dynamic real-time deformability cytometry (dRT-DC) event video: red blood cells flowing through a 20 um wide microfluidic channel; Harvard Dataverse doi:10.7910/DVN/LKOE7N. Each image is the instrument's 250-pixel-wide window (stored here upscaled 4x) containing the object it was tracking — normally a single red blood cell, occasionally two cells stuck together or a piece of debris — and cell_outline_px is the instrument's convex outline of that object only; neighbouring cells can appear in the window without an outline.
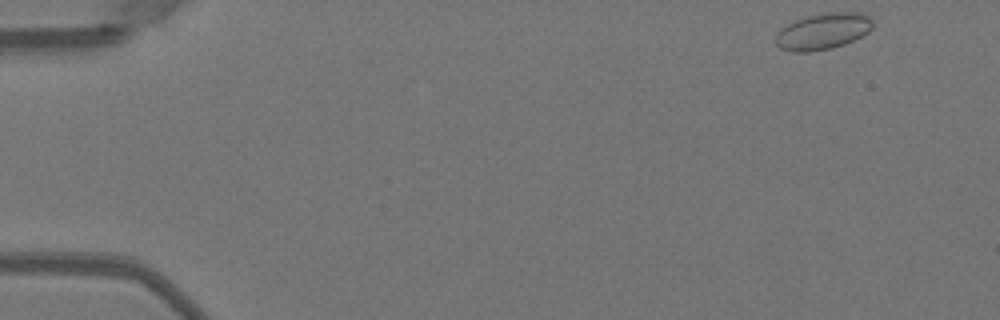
{"species": "Egyptian fruit bat (a non-hibernating species)", "species_latin": "Rousettus aegyptiacus", "temperature_condition": "warm", "stored_images_in_passage": 49, "camera_frame_rate_fps": 3000, "um_per_image_px": 0.085, "animal": {"sex": "female"}, "frame": {"image": 1, "passage_image": 1, "time_ms": 0.0, "image_size_px": [1000, 320], "cell_outline_px": [[872, 28], [868, 32], [844, 44], [832, 48], [812, 52], [792, 52], [780, 48], [776, 44], [776, 36], [780, 28], [796, 20], [808, 16], [828, 12], [860, 12], [872, 16]], "centroid_in_image_um": [69.96, 2.66], "position_along_channel_um": 15.0, "area_um2": 20.58}}
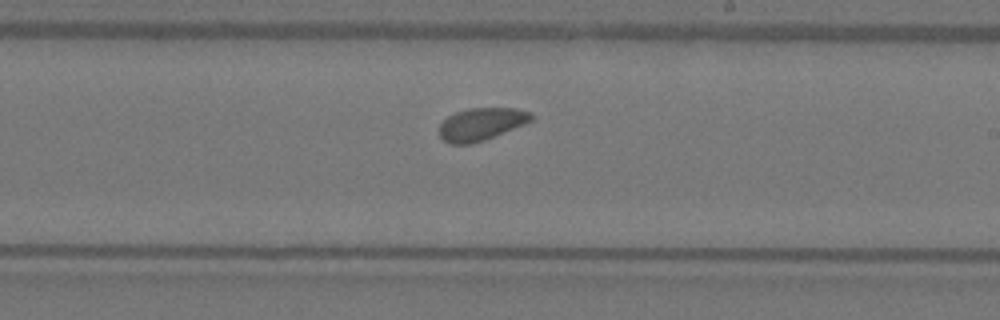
{"frame": {"image": 2, "passage_image": 28, "time_ms": 9.0, "image_size_px": [1000, 320], "cell_outline_px": [[532, 120], [524, 124], [484, 140], [472, 144], [448, 144], [440, 136], [440, 124], [448, 116], [456, 112], [468, 108], [516, 108], [532, 112]], "centroid_in_image_um": [40.9, 10.54], "position_along_channel_um": 248.1, "area_um2": 17.34}}
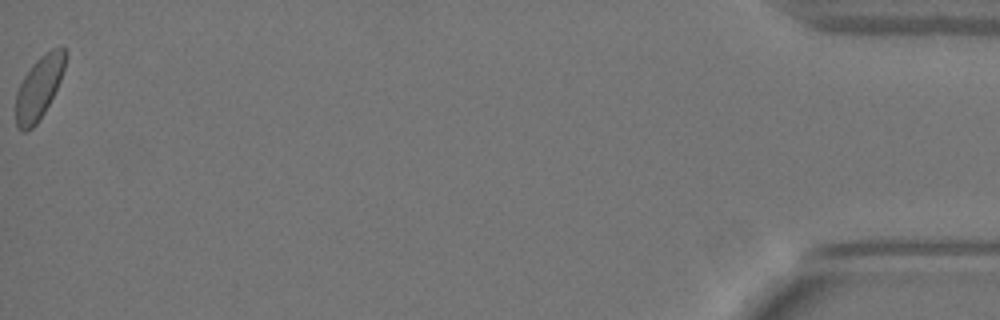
{"frame": {"image": 3, "passage_image": 49, "time_ms": 16.0, "image_size_px": [1000, 320], "cell_outline_px": [[68, 56], [60, 80], [44, 112], [36, 124], [28, 132], [24, 132], [16, 124], [16, 92], [24, 76], [32, 64], [44, 52], [52, 48], [64, 48], [68, 52]], "centroid_in_image_um": [3.32, 7.42], "position_along_channel_um": 431.9, "area_um2": 18.03}}